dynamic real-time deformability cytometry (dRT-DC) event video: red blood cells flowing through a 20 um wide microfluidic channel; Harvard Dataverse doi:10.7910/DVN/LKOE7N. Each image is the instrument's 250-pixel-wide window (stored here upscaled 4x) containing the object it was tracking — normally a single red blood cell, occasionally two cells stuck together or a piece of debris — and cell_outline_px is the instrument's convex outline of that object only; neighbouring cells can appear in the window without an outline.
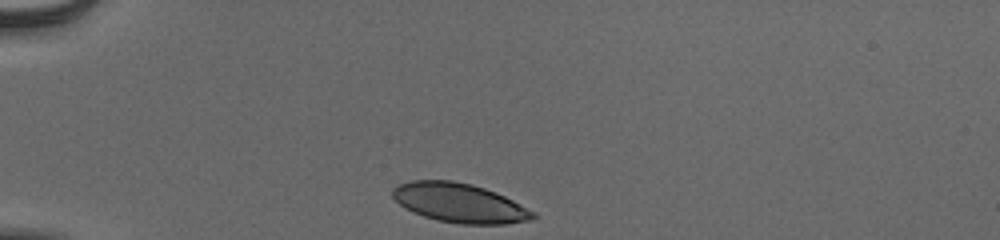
{"species": "human", "species_latin": "Homo sapiens", "temperature_condition": "cold", "stored_images_in_passage": 32, "camera_frame_rate_fps": 3000, "um_per_image_px": 0.085, "donor": {"sex": "male"}, "frame": {"image": 1, "passage_image": 1, "time_ms": 0.0, "image_size_px": [1000, 240], "cell_outline_px": [[536, 216], [532, 220], [504, 224], [460, 224], [436, 220], [412, 212], [400, 204], [392, 196], [392, 188], [400, 184], [412, 180], [452, 180], [472, 184], [484, 188], [504, 196], [536, 212]], "centroid_in_image_um": [39.06, 17.25], "position_along_channel_um": 45.9, "area_um2": 32.08}}
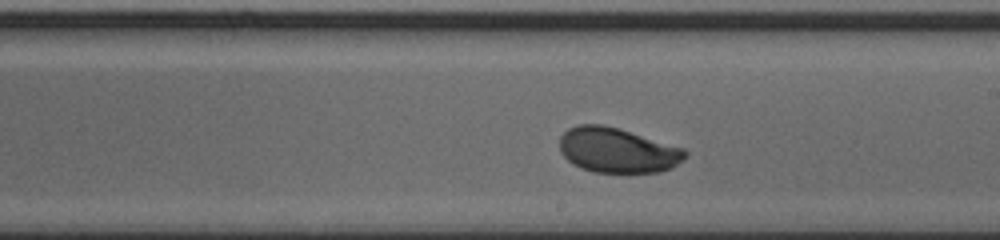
{"frame": {"image": 2, "passage_image": 19, "time_ms": 6.0, "image_size_px": [1000, 240], "cell_outline_px": [[688, 156], [684, 160], [672, 168], [660, 172], [592, 172], [580, 168], [572, 164], [560, 152], [560, 136], [568, 128], [576, 124], [604, 124], [620, 128], [684, 148], [688, 152]], "centroid_in_image_um": [52.49, 12.76], "position_along_channel_um": 236.5, "area_um2": 33.35}}
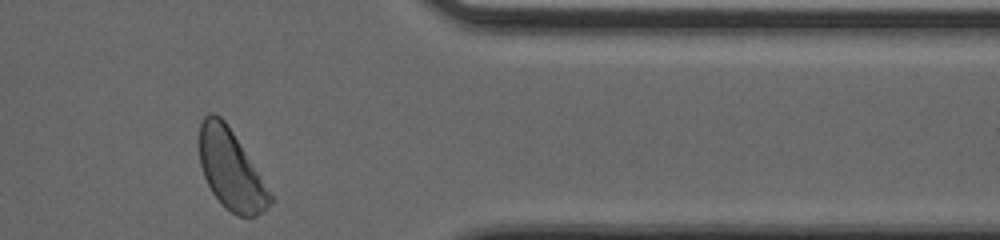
{"frame": {"image": 3, "passage_image": 32, "time_ms": 10.333, "image_size_px": [1000, 240], "cell_outline_px": [[272, 200], [268, 208], [256, 216], [236, 216], [212, 192], [204, 176], [200, 164], [200, 124], [204, 116], [208, 112], [212, 112], [220, 116], [224, 120], [232, 132], [272, 196]], "centroid_in_image_um": [19.6, 14.41], "position_along_channel_um": 391.8, "area_um2": 31.73}, "authors_computed_cell_mechanics": {"area_um2": 33.1483, "velocity_mm_per_s": 3.8478, "shape_relaxation_time_tau1_ms": 2.5235, "shape_relaxation_time_tau2_ms": null, "deformation_change_tau1": 0.1139, "deformation_change_tau2": null}}